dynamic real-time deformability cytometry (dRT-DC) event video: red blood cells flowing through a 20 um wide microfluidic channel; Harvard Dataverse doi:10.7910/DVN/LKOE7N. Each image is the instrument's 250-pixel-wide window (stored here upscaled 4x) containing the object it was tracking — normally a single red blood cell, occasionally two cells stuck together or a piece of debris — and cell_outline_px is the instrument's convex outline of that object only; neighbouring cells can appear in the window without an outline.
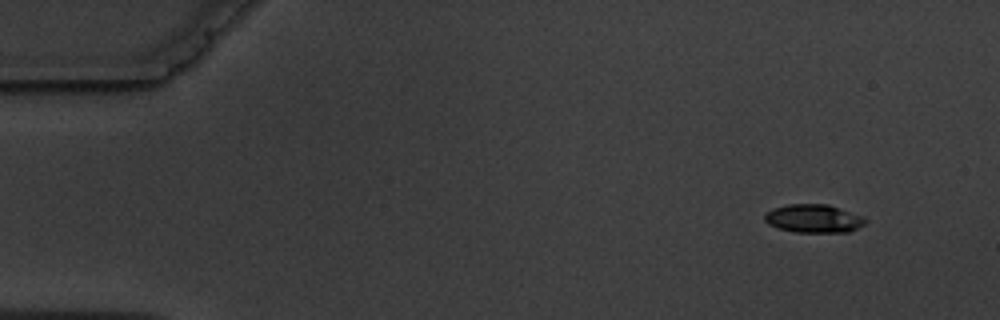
{"species": "common noctule bat (a hibernating species)", "species_latin": "Nyctalus noctula", "temperature_condition": "warm", "stored_images_in_passage": 10, "camera_frame_rate_fps": 3000, "um_per_image_px": 0.085, "animal": {"sex": "male", "body_mass_g": 19.5, "forearm_length_mm": 54.6}, "frame": {"image": 1, "passage_image": 1, "time_ms": 0.0, "image_size_px": [1000, 320], "cell_outline_px": [[868, 220], [864, 224], [848, 232], [796, 232], [780, 228], [768, 224], [764, 220], [764, 212], [772, 208], [788, 204], [828, 204], [864, 216]], "centroid_in_image_um": [69.15, 18.56], "position_along_channel_um": 15.8, "area_um2": 16.7}}
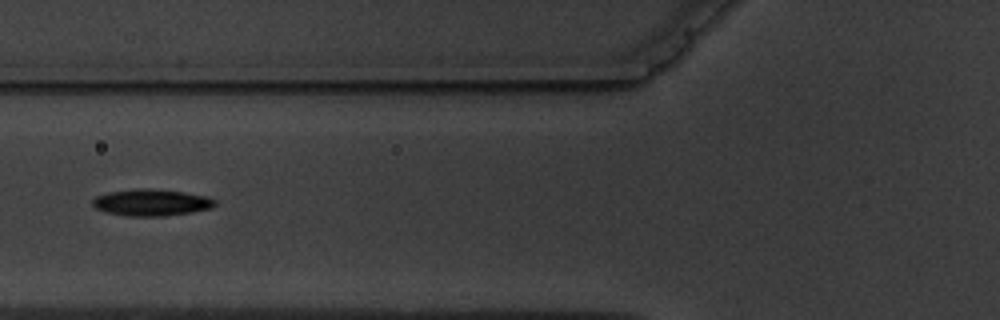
{"frame": {"image": 2, "passage_image": 5, "time_ms": 5.667, "image_size_px": [1000, 320], "cell_outline_px": [[216, 204], [212, 208], [192, 212], [164, 216], [128, 216], [104, 212], [96, 208], [92, 204], [92, 200], [96, 196], [108, 192], [140, 188], [144, 188], [184, 192], [204, 196], [216, 200]], "centroid_in_image_um": [12.85, 17.22], "position_along_channel_um": 113.0, "area_um2": 18.96}}
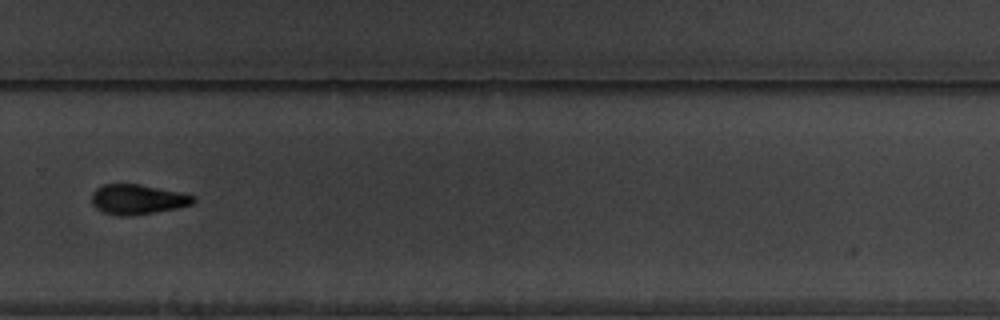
{"frame": {"image": 3, "passage_image": 10, "time_ms": 11.333, "image_size_px": [1000, 320], "cell_outline_px": [[196, 200], [192, 204], [176, 208], [132, 216], [120, 216], [104, 212], [96, 208], [92, 204], [92, 192], [96, 188], [104, 184], [140, 184], [196, 196]], "centroid_in_image_um": [11.67, 16.95], "position_along_channel_um": 318.1, "area_um2": 17.63}}